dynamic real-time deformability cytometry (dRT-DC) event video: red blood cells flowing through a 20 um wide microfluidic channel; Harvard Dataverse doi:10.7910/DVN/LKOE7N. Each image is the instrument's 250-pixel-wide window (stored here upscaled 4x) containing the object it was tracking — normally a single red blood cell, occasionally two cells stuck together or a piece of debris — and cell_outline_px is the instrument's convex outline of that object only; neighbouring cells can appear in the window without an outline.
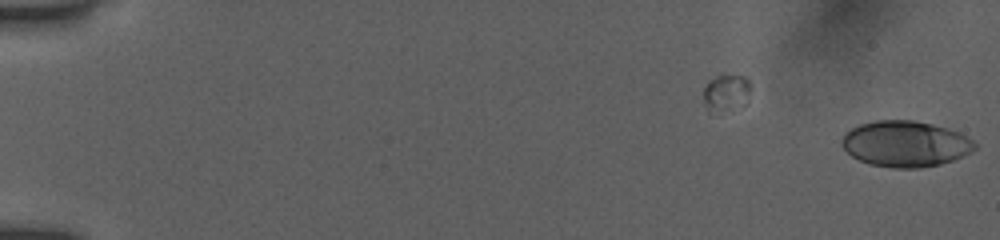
{"species": "human", "species_latin": "Homo sapiens", "temperature_condition": "room temperature", "stored_images_in_passage": 8, "camera_frame_rate_fps": 3000, "um_per_image_px": 0.085, "donor": {"sex": "female"}, "frame": {"image": 1, "passage_image": 8, "time_ms": 2.333, "image_size_px": [1000, 240], "cell_outline_px": [[976, 148], [972, 152], [964, 156], [940, 164], [920, 168], [892, 168], [868, 164], [852, 156], [840, 144], [840, 140], [852, 128], [860, 124], [876, 120], [916, 120], [948, 128], [960, 132], [972, 140], [976, 144]], "centroid_in_image_um": [76.98, 12.23], "position_along_channel_um": 8.0, "area_um2": 35.72}}